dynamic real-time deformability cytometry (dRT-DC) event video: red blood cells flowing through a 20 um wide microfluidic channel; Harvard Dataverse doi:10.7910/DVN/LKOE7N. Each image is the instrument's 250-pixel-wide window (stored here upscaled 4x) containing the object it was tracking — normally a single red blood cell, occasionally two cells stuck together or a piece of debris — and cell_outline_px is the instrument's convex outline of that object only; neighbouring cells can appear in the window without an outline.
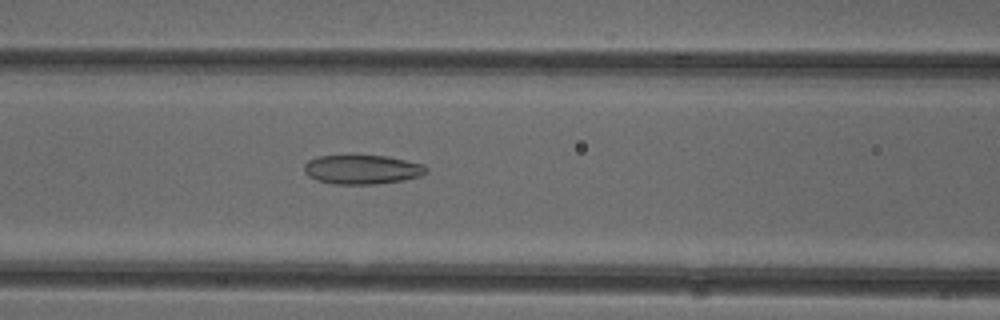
{"species": "common noctule bat (a hibernating species)", "species_latin": "Nyctalus noctula", "temperature_condition": "cold", "stored_images_in_passage": 52, "camera_frame_rate_fps": 3000, "um_per_image_px": 0.085, "animal": {"sex": "female"}, "frame": {"image": 1, "passage_image": 22, "time_ms": 7.0, "image_size_px": [1000, 320], "cell_outline_px": [[428, 172], [420, 176], [404, 180], [376, 184], [336, 184], [316, 180], [308, 176], [304, 172], [304, 164], [308, 160], [316, 156], [388, 156], [424, 164], [428, 168]], "centroid_in_image_um": [30.79, 14.41], "position_along_channel_um": 135.8, "area_um2": 20.87}}
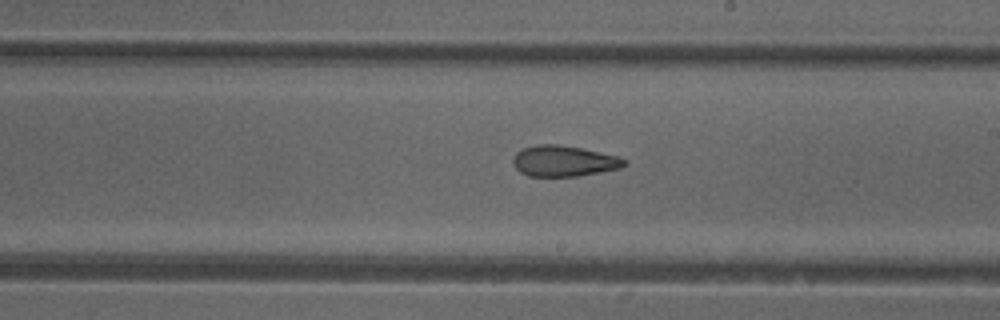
{"frame": {"image": 2, "passage_image": 30, "time_ms": 9.667, "image_size_px": [1000, 320], "cell_outline_px": [[628, 164], [620, 168], [600, 172], [576, 176], [528, 176], [520, 172], [512, 164], [512, 156], [516, 152], [524, 148], [536, 144], [560, 144], [580, 148], [616, 156], [628, 160]], "centroid_in_image_um": [47.89, 13.68], "position_along_channel_um": 241.1, "area_um2": 20.06}}
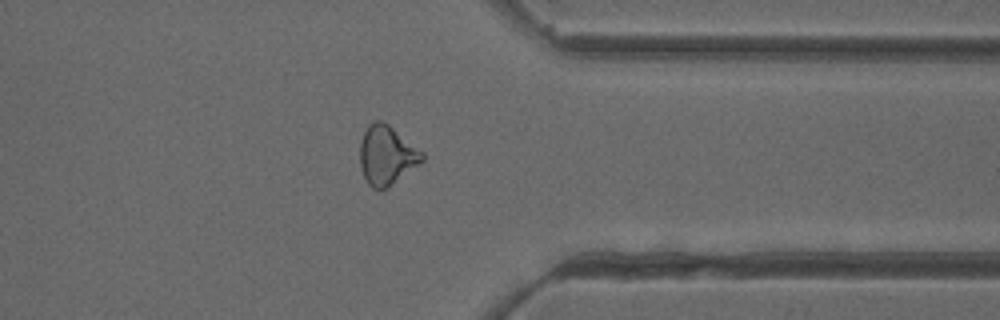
{"frame": {"image": 3, "passage_image": 41, "time_ms": 13.333, "image_size_px": [1000, 320], "cell_outline_px": [[424, 160], [388, 188], [380, 192], [372, 188], [368, 184], [364, 176], [360, 164], [360, 144], [364, 132], [368, 124], [372, 120], [380, 120], [388, 124], [424, 152]], "centroid_in_image_um": [32.86, 13.21], "position_along_channel_um": 378.5, "area_um2": 21.62}, "authors_computed_cell_mechanics": {"area_um2": 22.3975, "velocity_mm_per_s": 3.9492, "shape_relaxation_time_tau1_ms": null, "shape_relaxation_time_tau2_ms": 5.3811, "deformation_change_tau1": null, "deformation_change_tau2": 0.1528}}